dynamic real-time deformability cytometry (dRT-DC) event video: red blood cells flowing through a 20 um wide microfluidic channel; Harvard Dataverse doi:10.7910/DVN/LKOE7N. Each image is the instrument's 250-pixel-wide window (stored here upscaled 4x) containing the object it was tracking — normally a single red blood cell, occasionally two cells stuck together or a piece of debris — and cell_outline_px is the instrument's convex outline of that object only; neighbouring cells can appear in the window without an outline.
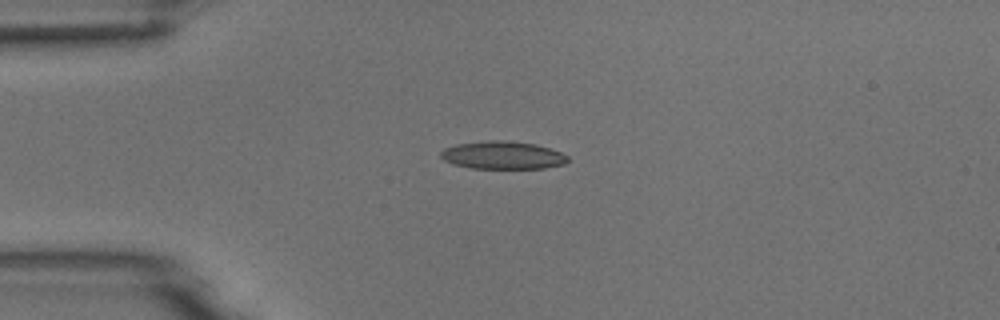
{"species": "common noctule bat (a hibernating species)", "species_latin": "Nyctalus noctula", "temperature_condition": "room temperature", "stored_images_in_passage": 8, "camera_frame_rate_fps": 3000, "um_per_image_px": 0.085, "animal": {"sex": "male", "body_mass_g": 18.8}, "frame": {"image": 1, "passage_image": 2, "time_ms": 1.333, "image_size_px": [1000, 320], "cell_outline_px": [[568, 160], [564, 164], [544, 168], [472, 168], [452, 164], [444, 160], [440, 156], [440, 152], [444, 148], [456, 144], [488, 140], [504, 140], [536, 144], [560, 152], [568, 156]], "centroid_in_image_um": [42.7, 13.19], "position_along_channel_um": 42.3, "area_um2": 20.58}}